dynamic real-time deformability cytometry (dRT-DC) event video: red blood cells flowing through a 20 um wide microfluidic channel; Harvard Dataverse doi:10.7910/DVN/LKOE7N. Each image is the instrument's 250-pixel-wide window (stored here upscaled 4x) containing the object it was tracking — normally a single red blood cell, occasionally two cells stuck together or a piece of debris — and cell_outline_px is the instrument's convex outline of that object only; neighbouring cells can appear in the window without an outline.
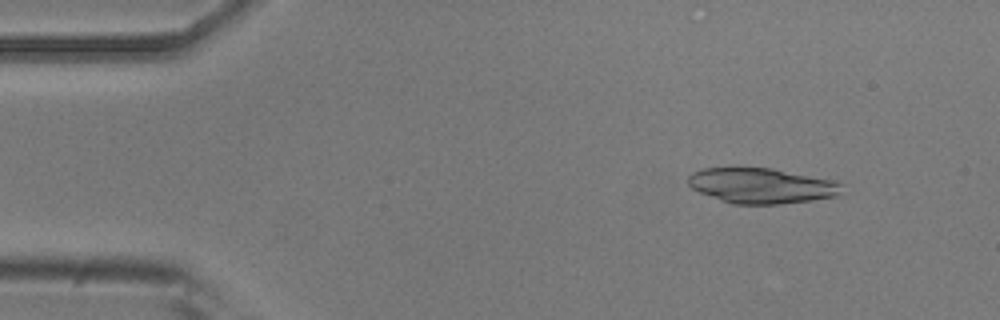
{"species": "common noctule bat (a hibernating species)", "species_latin": "Nyctalus noctula", "temperature_condition": "room temperature", "stored_images_in_passage": 52, "camera_frame_rate_fps": 3000, "um_per_image_px": 0.085, "animal": {"sex": "male", "body_mass_g": 20.5, "forearm_length_mm": 52.5}, "frame": {"image": 1, "passage_image": 6, "time_ms": 1.667, "image_size_px": [1000, 320], "cell_outline_px": [[844, 184], [840, 196], [812, 200], [780, 204], [732, 204], [720, 200], [700, 192], [692, 188], [688, 184], [688, 176], [692, 172], [704, 168], [736, 164], [772, 168], [836, 180]], "centroid_in_image_um": [64.72, 15.74], "position_along_channel_um": 20.3, "area_um2": 32.89}}